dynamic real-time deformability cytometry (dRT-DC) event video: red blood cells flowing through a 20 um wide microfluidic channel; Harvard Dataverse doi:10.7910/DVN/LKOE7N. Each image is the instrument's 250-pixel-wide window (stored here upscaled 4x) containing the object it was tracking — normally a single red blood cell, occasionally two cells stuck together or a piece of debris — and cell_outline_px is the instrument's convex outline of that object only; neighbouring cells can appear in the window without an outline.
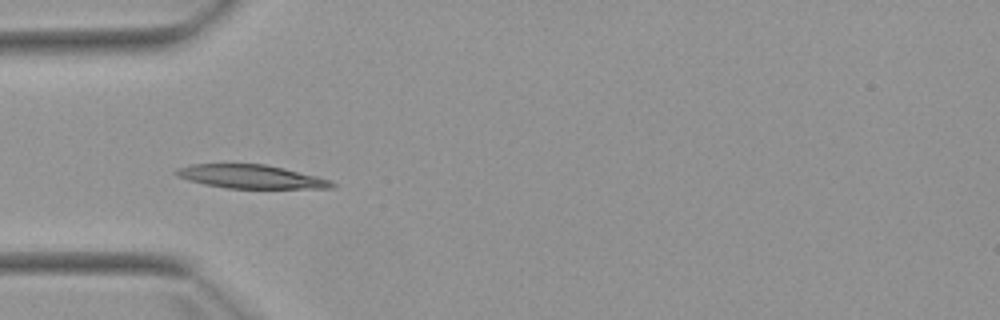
{"species": "Egyptian fruit bat (a non-hibernating species)", "species_latin": "Rousettus aegyptiacus", "temperature_condition": "warm", "stored_images_in_passage": 6, "camera_frame_rate_fps": 3000, "um_per_image_px": 0.085, "animal": {"sex": "female"}, "frame": {"image": 1, "passage_image": 4, "time_ms": 4.667, "image_size_px": [1000, 320], "cell_outline_px": [[336, 184], [332, 188], [228, 188], [204, 184], [188, 180], [176, 176], [172, 172], [176, 168], [192, 164], [264, 164], [284, 168], [316, 176], [328, 180]], "centroid_in_image_um": [21.25, 15.01], "position_along_channel_um": 63.7, "area_um2": 21.27}}
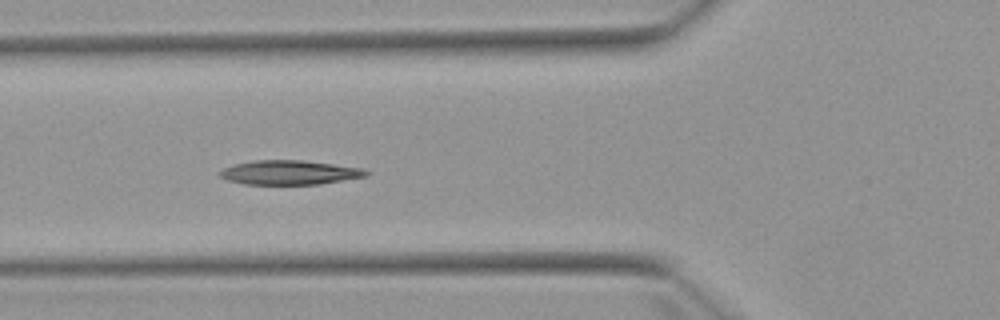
{"frame": {"image": 2, "passage_image": 5, "time_ms": 5.667, "image_size_px": [1000, 320], "cell_outline_px": [[368, 176], [320, 184], [244, 184], [228, 180], [220, 176], [220, 172], [224, 168], [232, 164], [256, 160], [300, 160], [364, 168], [368, 172]], "centroid_in_image_um": [24.62, 14.66], "position_along_channel_um": 101.2, "area_um2": 20.58}}
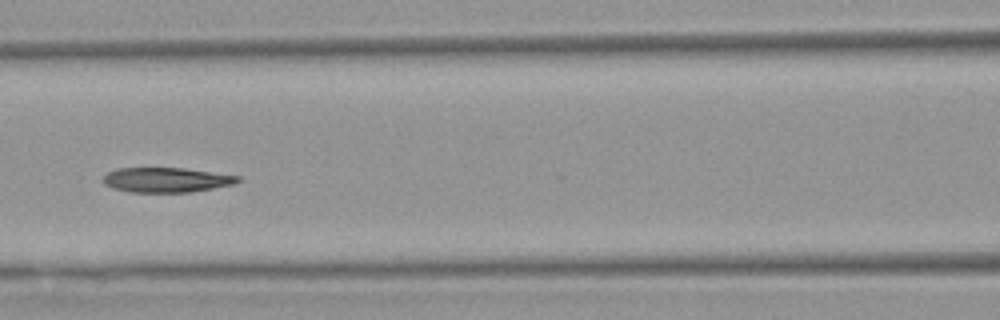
{"frame": {"image": 3, "passage_image": 6, "time_ms": 7.0, "image_size_px": [1000, 320], "cell_outline_px": [[240, 180], [232, 184], [212, 188], [188, 192], [132, 192], [112, 188], [104, 184], [100, 180], [108, 172], [116, 168], [184, 168], [240, 176]], "centroid_in_image_um": [14.08, 15.28], "position_along_channel_um": 152.5, "area_um2": 19.36}}